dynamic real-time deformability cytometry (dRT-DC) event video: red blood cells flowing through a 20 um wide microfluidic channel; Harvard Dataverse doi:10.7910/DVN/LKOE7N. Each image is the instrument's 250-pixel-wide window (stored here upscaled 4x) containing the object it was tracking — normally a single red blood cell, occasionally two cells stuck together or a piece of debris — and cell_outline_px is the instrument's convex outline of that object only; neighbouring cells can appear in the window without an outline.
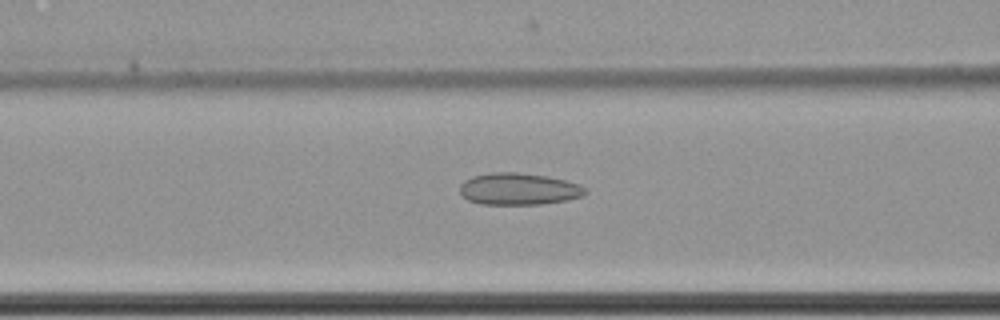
{"species": "common noctule bat (a hibernating species)", "species_latin": "Nyctalus noctula", "temperature_condition": "cold", "stored_images_in_passage": 61, "camera_frame_rate_fps": 3000, "um_per_image_px": 0.085, "animal": {"sex": "female", "body_mass_g": 22.7, "forearm_length_mm": 54.2}, "frame": {"image": 1, "passage_image": 27, "time_ms": 8.667, "image_size_px": [1000, 320], "cell_outline_px": [[588, 192], [584, 196], [568, 200], [540, 204], [480, 204], [468, 200], [460, 192], [460, 184], [464, 180], [472, 176], [492, 172], [516, 172], [548, 176], [580, 184], [588, 188]], "centroid_in_image_um": [44.13, 16.06], "position_along_channel_um": 122.5, "area_um2": 23.52}}
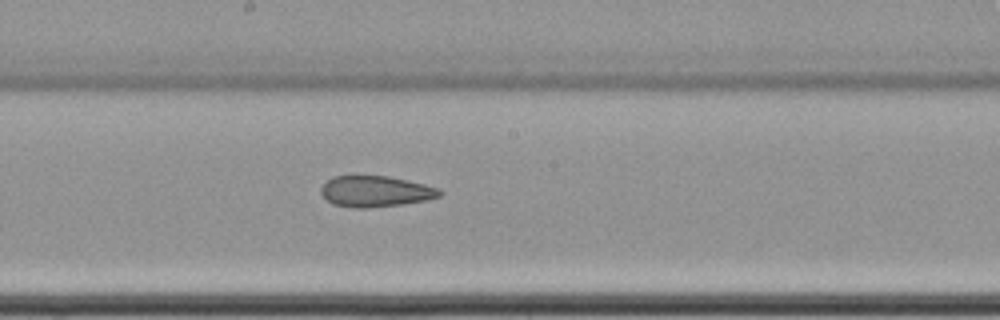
{"frame": {"image": 2, "passage_image": 35, "time_ms": 11.333, "image_size_px": [1000, 320], "cell_outline_px": [[444, 192], [440, 196], [428, 200], [400, 204], [368, 208], [352, 208], [332, 204], [320, 192], [320, 188], [332, 176], [388, 176], [408, 180], [440, 188]], "centroid_in_image_um": [31.94, 16.27], "position_along_channel_um": 216.3, "area_um2": 21.5}}
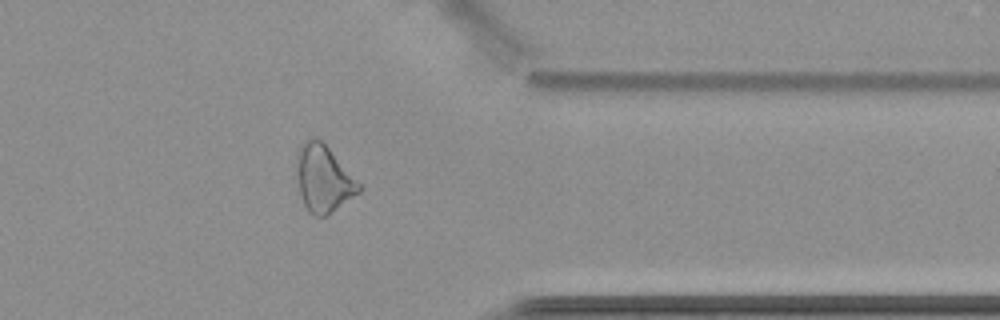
{"frame": {"image": 3, "passage_image": 50, "time_ms": 16.333, "image_size_px": [1000, 320], "cell_outline_px": [[364, 188], [360, 192], [328, 216], [316, 216], [308, 212], [304, 204], [292, 176], [296, 152], [300, 144], [304, 140], [312, 136], [320, 140], [328, 148]], "centroid_in_image_um": [27.4, 15.18], "position_along_channel_um": 384.0, "area_um2": 25.14}, "authors_computed_cell_mechanics": {"area_um2": 26.4146, "velocity_mm_per_s": 3.5215, "shape_relaxation_time_tau1_ms": null, "shape_relaxation_time_tau2_ms": 4.7001, "deformation_change_tau1": null, "deformation_change_tau2": 0.1266}}